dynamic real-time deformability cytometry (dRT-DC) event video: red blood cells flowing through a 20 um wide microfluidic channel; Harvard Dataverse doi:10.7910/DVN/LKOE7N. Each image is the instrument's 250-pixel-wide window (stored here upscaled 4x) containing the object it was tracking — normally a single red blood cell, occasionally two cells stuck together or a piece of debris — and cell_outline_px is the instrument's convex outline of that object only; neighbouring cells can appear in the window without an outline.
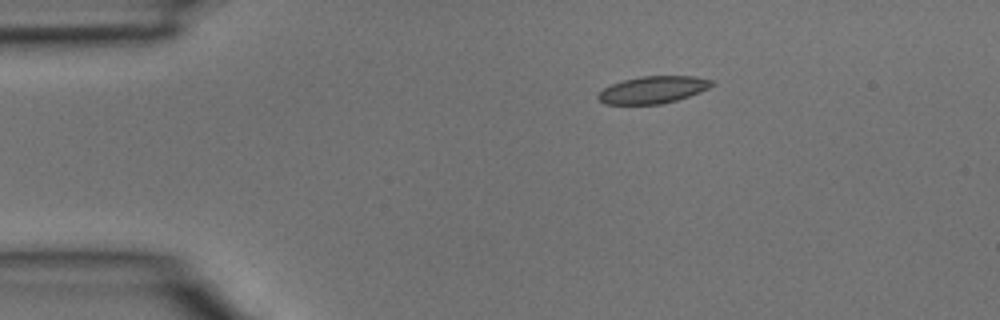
{"species": "common noctule bat (a hibernating species)", "species_latin": "Nyctalus noctula", "temperature_condition": "room temperature", "stored_images_in_passage": 2, "camera_frame_rate_fps": 3000, "um_per_image_px": 0.085, "animal": {"sex": "male", "body_mass_g": 15.6}, "frame": {"image": 1, "passage_image": 1, "time_ms": 0.0, "image_size_px": [1000, 320], "cell_outline_px": [[716, 84], [700, 92], [676, 100], [660, 104], [604, 104], [596, 96], [604, 88], [612, 84], [624, 80], [640, 76], [692, 76], [716, 80]], "centroid_in_image_um": [55.54, 7.62], "position_along_channel_um": 29.5, "area_um2": 17.98}}